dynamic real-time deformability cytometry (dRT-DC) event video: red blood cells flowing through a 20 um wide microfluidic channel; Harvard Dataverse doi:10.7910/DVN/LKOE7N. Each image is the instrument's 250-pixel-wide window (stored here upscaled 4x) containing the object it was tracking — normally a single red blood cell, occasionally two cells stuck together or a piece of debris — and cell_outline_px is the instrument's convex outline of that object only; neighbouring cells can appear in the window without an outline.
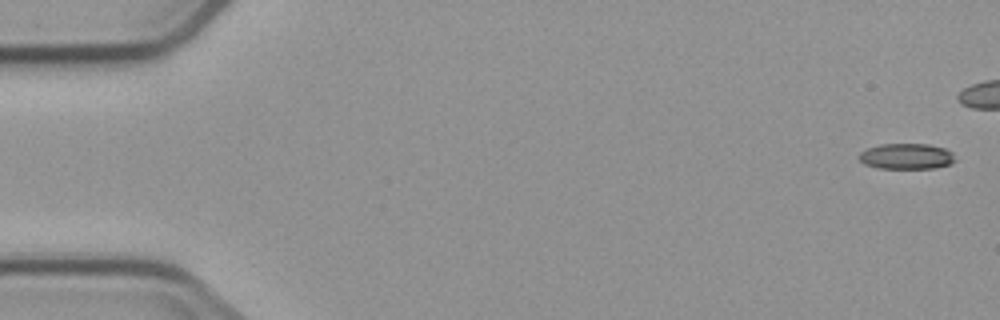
{"species": "common noctule bat (a hibernating species)", "species_latin": "Nyctalus noctula", "temperature_condition": "cold", "stored_images_in_passage": 7, "camera_frame_rate_fps": 3000, "um_per_image_px": 0.085, "animal": {"sex": "male", "body_mass_g": 23.1, "forearm_length_mm": 52.7}, "frame": {"image": 1, "passage_image": 1, "time_ms": 0.0, "image_size_px": [1000, 320], "cell_outline_px": [[956, 160], [952, 164], [936, 168], [880, 168], [864, 164], [856, 156], [860, 152], [868, 148], [880, 144], [928, 144], [944, 148], [952, 152]], "centroid_in_image_um": [77.06, 13.29], "position_along_channel_um": 7.9, "area_um2": 14.51}}